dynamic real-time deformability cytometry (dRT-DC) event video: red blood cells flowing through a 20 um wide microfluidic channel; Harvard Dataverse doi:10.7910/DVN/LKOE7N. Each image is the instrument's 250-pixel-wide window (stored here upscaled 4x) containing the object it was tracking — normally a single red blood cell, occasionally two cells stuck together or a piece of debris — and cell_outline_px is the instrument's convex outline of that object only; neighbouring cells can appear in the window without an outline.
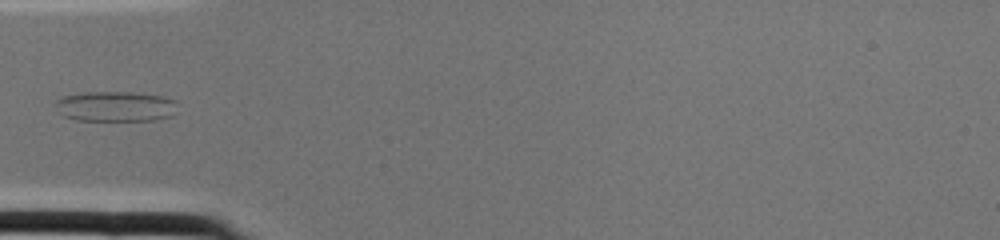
{"species": "common noctule bat (a hibernating species)", "species_latin": "Nyctalus noctula", "temperature_condition": "cold", "stored_images_in_passage": 1, "camera_frame_rate_fps": 3000, "um_per_image_px": 0.085, "animal": {"sex": "female", "body_mass_g": 22.0, "forearm_length_mm": 56.7}, "frame": {"image": 1, "passage_image": 1, "time_ms": 0.0, "image_size_px": [1000, 240], "cell_outline_px": [[176, 100], [172, 116], [156, 120], [76, 120], [64, 116], [60, 112], [56, 104], [56, 100], [64, 96], [84, 92], [132, 92], [160, 96]], "centroid_in_image_um": [9.81, 9.04], "position_along_channel_um": 75.2, "area_um2": 21.27}}